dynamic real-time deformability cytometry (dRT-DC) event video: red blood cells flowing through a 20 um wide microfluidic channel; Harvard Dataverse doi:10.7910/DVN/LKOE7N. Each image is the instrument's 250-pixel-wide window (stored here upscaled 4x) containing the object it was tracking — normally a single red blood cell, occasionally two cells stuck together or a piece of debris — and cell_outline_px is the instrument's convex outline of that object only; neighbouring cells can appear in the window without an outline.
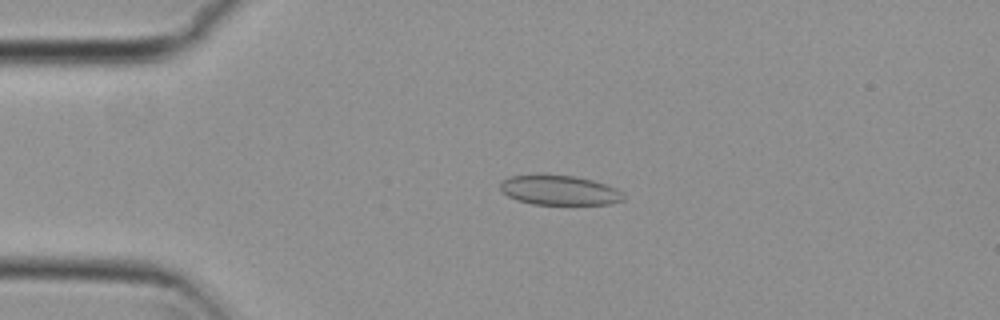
{"species": "common noctule bat (a hibernating species)", "species_latin": "Nyctalus noctula", "temperature_condition": "cold", "stored_images_in_passage": 4, "camera_frame_rate_fps": 3000, "um_per_image_px": 0.085, "animal": {"sex": "female", "body_mass_g": 29.2, "forearm_length_mm": 56.3}, "frame": {"image": 1, "passage_image": 3, "time_ms": 0.667, "image_size_px": [1000, 320], "cell_outline_px": [[624, 200], [612, 204], [532, 204], [516, 200], [508, 196], [500, 188], [500, 180], [508, 176], [540, 172], [544, 172], [576, 176], [592, 180], [616, 188], [624, 192]], "centroid_in_image_um": [47.5, 16.12], "position_along_channel_um": 37.5, "area_um2": 22.14}}